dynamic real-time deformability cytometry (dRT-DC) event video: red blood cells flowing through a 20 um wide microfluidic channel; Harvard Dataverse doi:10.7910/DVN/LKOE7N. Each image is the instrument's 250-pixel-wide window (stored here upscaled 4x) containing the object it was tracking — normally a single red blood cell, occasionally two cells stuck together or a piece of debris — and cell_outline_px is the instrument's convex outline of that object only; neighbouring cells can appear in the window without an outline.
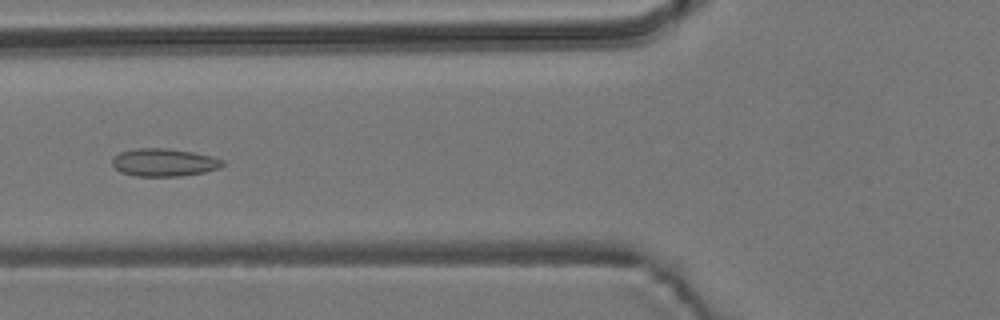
{"species": "common noctule bat (a hibernating species)", "species_latin": "Nyctalus noctula", "temperature_condition": "room temperature", "stored_images_in_passage": 32, "camera_frame_rate_fps": 3000, "um_per_image_px": 0.085, "animal": {"sex": "male", "body_mass_g": 19.2, "forearm_length_mm": 51.8}, "frame": {"image": 1, "passage_image": 9, "time_ms": 2.667, "image_size_px": [1000, 320], "cell_outline_px": [[224, 164], [220, 168], [204, 172], [180, 176], [136, 176], [120, 172], [112, 164], [112, 160], [120, 152], [136, 148], [168, 148], [192, 152], [212, 156], [224, 160]], "centroid_in_image_um": [13.96, 13.8], "position_along_channel_um": 111.8, "area_um2": 17.86}}
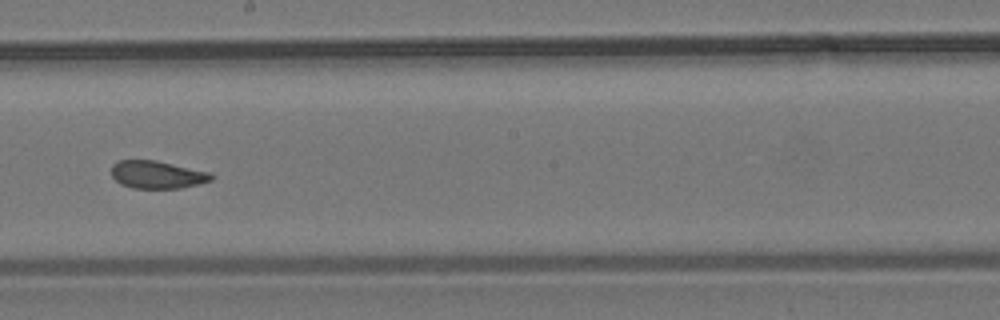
{"frame": {"image": 2, "passage_image": 19, "time_ms": 6.0, "image_size_px": [1000, 320], "cell_outline_px": [[216, 176], [212, 180], [180, 188], [132, 188], [120, 184], [112, 176], [112, 164], [116, 160], [156, 160], [212, 172]], "centroid_in_image_um": [13.38, 14.83], "position_along_channel_um": 234.8, "area_um2": 16.3}}
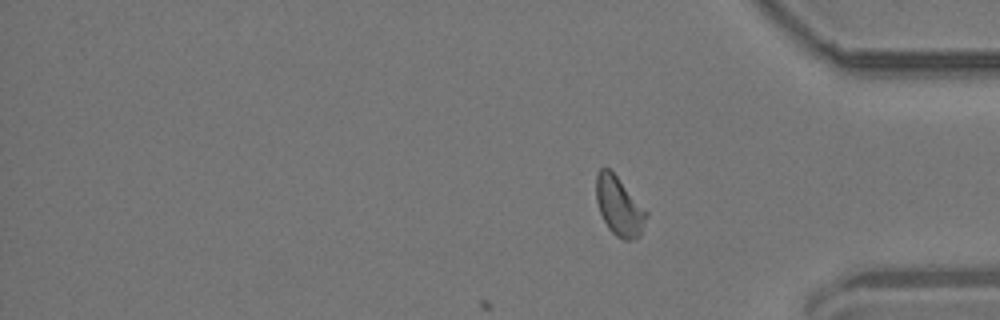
{"frame": {"image": 3, "passage_image": 32, "time_ms": 10.333, "image_size_px": [1000, 320], "cell_outline_px": [[648, 216], [640, 236], [636, 240], [624, 240], [616, 236], [608, 228], [600, 212], [596, 200], [596, 176], [600, 168], [608, 168], [616, 176], [648, 212]], "centroid_in_image_um": [52.64, 17.57], "position_along_channel_um": 382.6, "area_um2": 17.11}}